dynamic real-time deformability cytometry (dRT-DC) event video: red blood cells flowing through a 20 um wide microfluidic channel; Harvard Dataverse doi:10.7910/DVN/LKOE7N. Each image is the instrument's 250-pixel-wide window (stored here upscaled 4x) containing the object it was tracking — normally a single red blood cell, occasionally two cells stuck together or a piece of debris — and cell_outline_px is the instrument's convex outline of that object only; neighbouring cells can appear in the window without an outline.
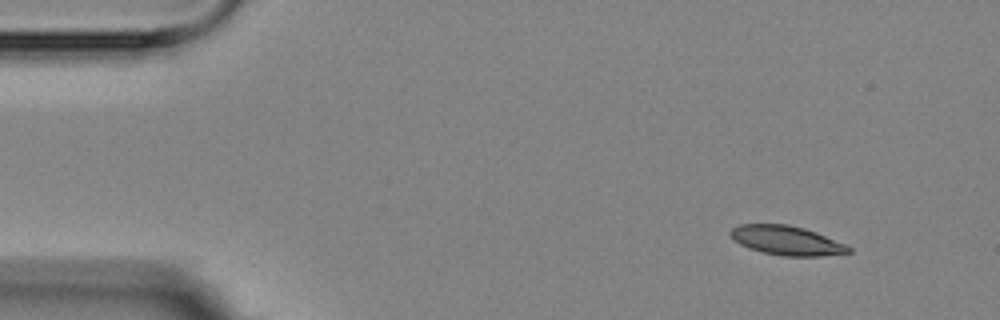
{"species": "Egyptian fruit bat (a non-hibernating species)", "species_latin": "Rousettus aegyptiacus", "temperature_condition": "room temperature", "stored_images_in_passage": 5, "camera_frame_rate_fps": 3000, "um_per_image_px": 0.085, "animal": {"sex": "female"}, "frame": {"image": 1, "passage_image": 1, "time_ms": 0.0, "image_size_px": [1000, 320], "cell_outline_px": [[852, 252], [820, 256], [784, 256], [764, 252], [748, 248], [740, 244], [728, 232], [732, 228], [740, 224], [788, 224], [804, 228], [816, 232], [844, 244], [852, 248]], "centroid_in_image_um": [66.86, 20.43], "position_along_channel_um": 18.1, "area_um2": 19.94}}
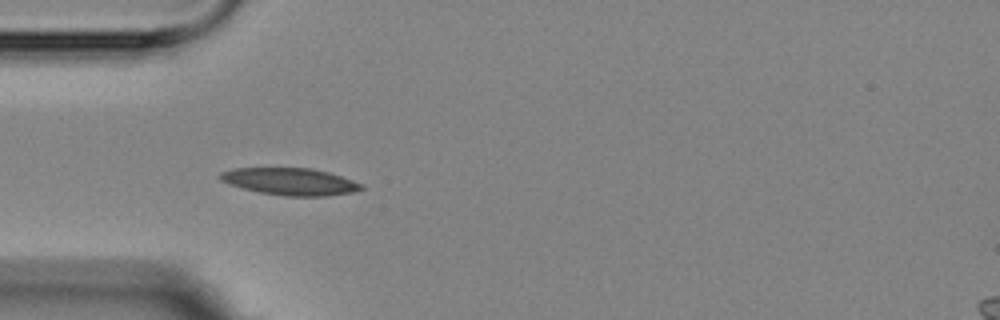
{"frame": {"image": 2, "passage_image": 4, "time_ms": 3.667, "image_size_px": [1000, 320], "cell_outline_px": [[364, 188], [352, 192], [328, 196], [284, 196], [260, 192], [244, 188], [220, 180], [216, 176], [220, 172], [232, 168], [312, 168], [328, 172], [364, 184]], "centroid_in_image_um": [24.66, 15.42], "position_along_channel_um": 60.3, "area_um2": 22.25}}
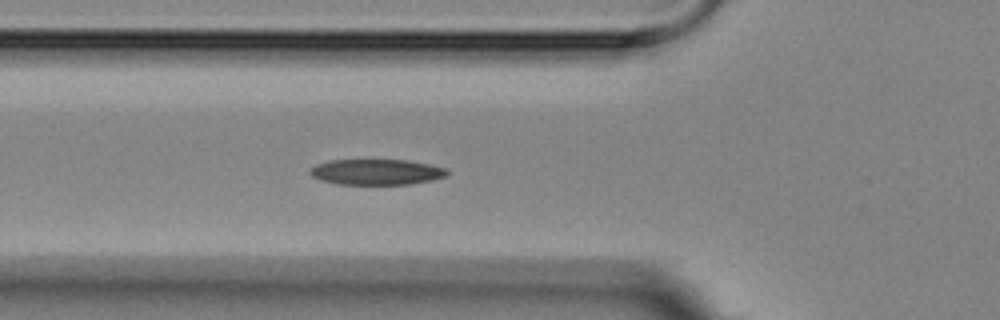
{"frame": {"image": 3, "passage_image": 5, "time_ms": 4.667, "image_size_px": [1000, 320], "cell_outline_px": [[448, 176], [432, 180], [412, 184], [336, 184], [320, 180], [312, 176], [308, 172], [316, 164], [328, 160], [408, 160], [448, 168]], "centroid_in_image_um": [32.01, 14.62], "position_along_channel_um": 93.8, "area_um2": 20.63}}